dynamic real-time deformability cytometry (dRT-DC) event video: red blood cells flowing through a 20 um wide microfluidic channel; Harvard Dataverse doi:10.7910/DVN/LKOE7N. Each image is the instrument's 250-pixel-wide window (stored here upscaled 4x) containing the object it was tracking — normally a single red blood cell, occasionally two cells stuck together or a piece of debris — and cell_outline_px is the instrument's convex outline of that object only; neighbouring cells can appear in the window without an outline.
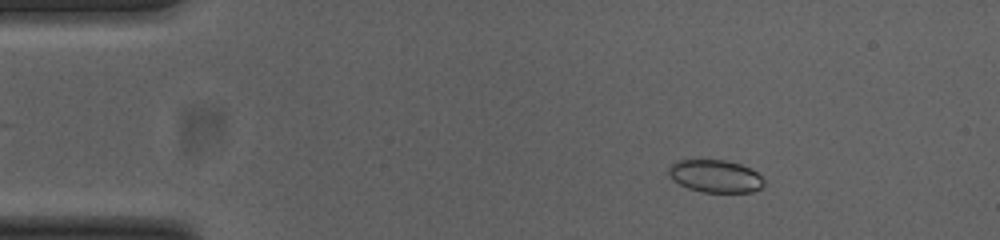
{"species": "common noctule bat (a hibernating species)", "species_latin": "Nyctalus noctula", "temperature_condition": "cold", "stored_images_in_passage": 46, "camera_frame_rate_fps": 3000, "um_per_image_px": 0.085, "animal": {"sex": "female", "body_mass_g": 23.0, "forearm_length_mm": 53.4}, "frame": {"image": 1, "passage_image": 1, "time_ms": 0.0, "image_size_px": [1000, 240], "cell_outline_px": [[764, 184], [760, 188], [752, 192], [704, 192], [688, 188], [680, 184], [668, 176], [668, 168], [676, 160], [724, 160], [740, 164], [756, 172], [764, 180]], "centroid_in_image_um": [60.78, 14.97], "position_along_channel_um": 24.2, "area_um2": 17.98}}
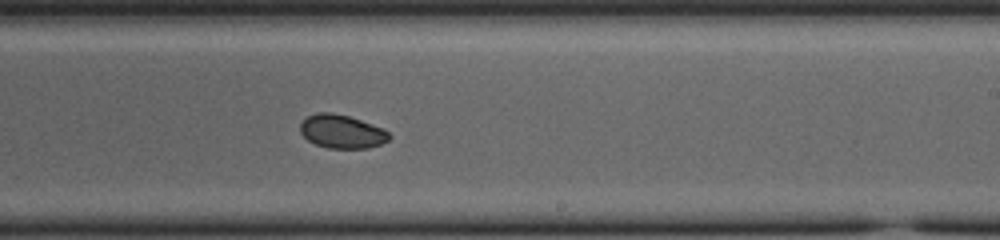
{"frame": {"image": 2, "passage_image": 25, "time_ms": 8.0, "image_size_px": [1000, 240], "cell_outline_px": [[392, 136], [388, 140], [380, 144], [368, 148], [328, 148], [316, 144], [308, 140], [300, 132], [300, 124], [308, 116], [320, 112], [332, 112], [348, 116], [384, 128]], "centroid_in_image_um": [29.07, 11.18], "position_along_channel_um": 259.9, "area_um2": 17.28}}
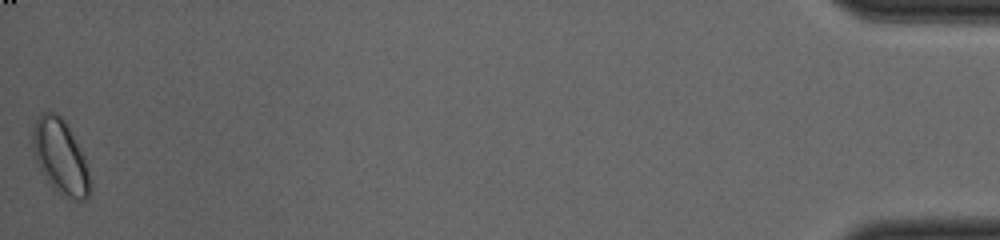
{"frame": {"image": 3, "passage_image": 46, "time_ms": 15.0, "image_size_px": [1000, 240], "cell_outline_px": [[92, 192], [84, 200], [76, 200], [60, 192], [48, 180], [40, 168], [36, 160], [32, 144], [32, 128], [36, 120], [44, 112], [56, 112], [64, 120], [84, 156], [88, 168], [92, 184]], "centroid_in_image_um": [5.16, 13.32], "position_along_channel_um": 430.0, "area_um2": 24.45}}